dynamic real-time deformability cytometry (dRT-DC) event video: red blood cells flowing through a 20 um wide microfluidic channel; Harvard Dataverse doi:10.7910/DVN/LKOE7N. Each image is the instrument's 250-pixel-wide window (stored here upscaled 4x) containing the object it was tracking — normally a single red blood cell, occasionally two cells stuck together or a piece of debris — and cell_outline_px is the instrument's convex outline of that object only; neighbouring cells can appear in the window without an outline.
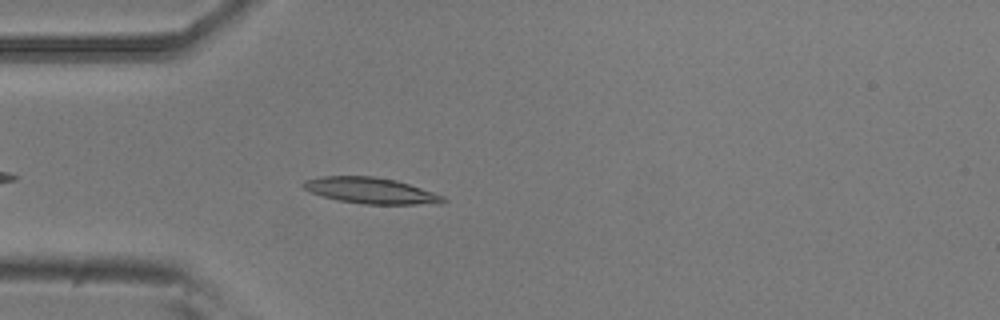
{"species": "common noctule bat (a hibernating species)", "species_latin": "Nyctalus noctula", "temperature_condition": "room temperature", "stored_images_in_passage": 21, "camera_frame_rate_fps": 3000, "um_per_image_px": 0.085, "animal": {"sex": "male", "body_mass_g": 20.5, "forearm_length_mm": 52.5}, "frame": {"image": 1, "passage_image": 5, "time_ms": 1.333, "image_size_px": [1000, 320], "cell_outline_px": [[448, 200], [440, 204], [364, 204], [340, 200], [324, 196], [312, 192], [304, 188], [300, 184], [304, 180], [320, 176], [376, 176], [396, 180], [444, 196]], "centroid_in_image_um": [31.52, 16.19], "position_along_channel_um": 53.5, "area_um2": 21.1}}
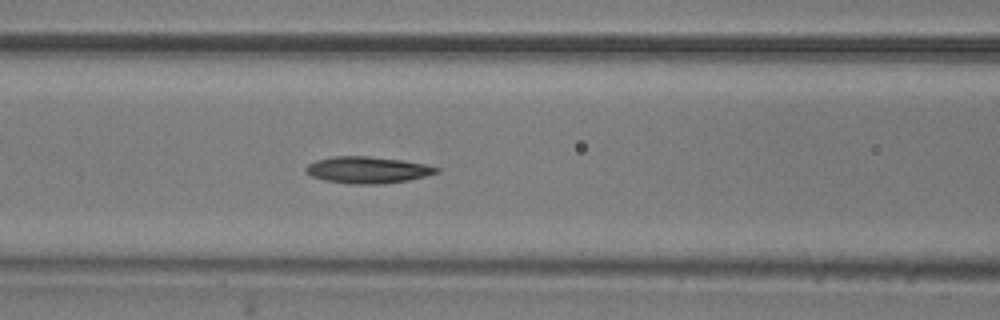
{"frame": {"image": 2, "passage_image": 12, "time_ms": 3.667, "image_size_px": [1000, 320], "cell_outline_px": [[440, 172], [408, 180], [384, 184], [352, 184], [324, 180], [312, 176], [304, 172], [304, 168], [308, 164], [316, 160], [336, 156], [368, 156], [400, 160], [424, 164], [440, 168]], "centroid_in_image_um": [31.22, 14.45], "position_along_channel_um": 135.4, "area_um2": 20.23}}
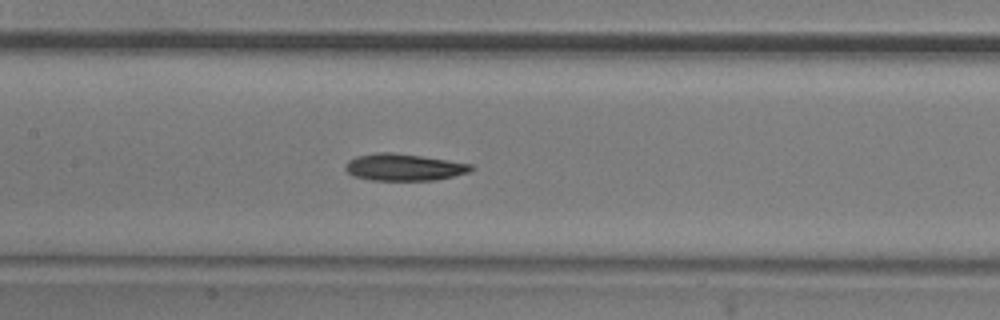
{"frame": {"image": 3, "passage_image": 15, "time_ms": 4.667, "image_size_px": [1000, 320], "cell_outline_px": [[476, 168], [468, 172], [436, 180], [372, 180], [352, 176], [344, 168], [344, 164], [348, 160], [356, 156], [376, 152], [392, 152], [448, 160], [472, 164]], "centroid_in_image_um": [34.3, 14.21], "position_along_channel_um": 173.1, "area_um2": 19.77}}